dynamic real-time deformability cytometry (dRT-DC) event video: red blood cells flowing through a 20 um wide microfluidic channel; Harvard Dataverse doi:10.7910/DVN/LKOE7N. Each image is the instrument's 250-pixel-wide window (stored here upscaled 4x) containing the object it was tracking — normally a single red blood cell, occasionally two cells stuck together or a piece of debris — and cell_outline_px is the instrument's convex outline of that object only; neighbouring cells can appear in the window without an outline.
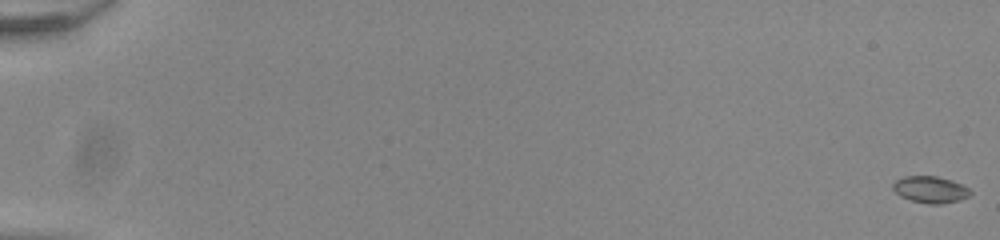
{"species": "common noctule bat (a hibernating species)", "species_latin": "Nyctalus noctula", "temperature_condition": "room temperature", "stored_images_in_passage": 55, "camera_frame_rate_fps": 3000, "um_per_image_px": 0.085, "animal": {"sex": "male", "body_mass_g": 20.0, "forearm_length_mm": 53.3}, "frame": {"image": 1, "passage_image": 1, "time_ms": 0.0, "image_size_px": [1000, 240], "cell_outline_px": [[972, 192], [968, 196], [960, 200], [940, 204], [928, 204], [912, 200], [900, 196], [892, 188], [892, 184], [896, 180], [904, 176], [936, 176], [952, 180], [968, 188]], "centroid_in_image_um": [79.07, 16.11], "position_along_channel_um": 5.9, "area_um2": 11.96}}
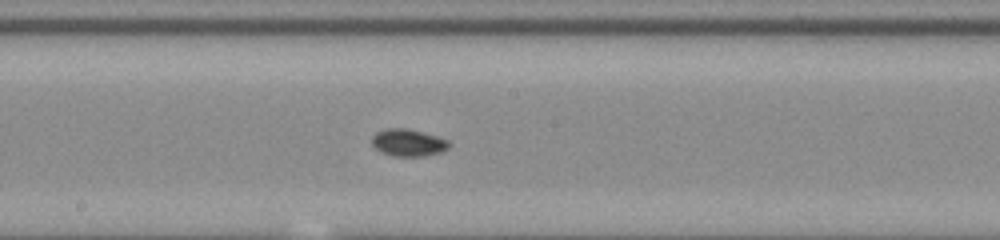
{"frame": {"image": 2, "passage_image": 32, "time_ms": 10.333, "image_size_px": [1000, 240], "cell_outline_px": [[452, 144], [448, 148], [440, 152], [424, 156], [392, 156], [380, 152], [372, 144], [372, 136], [376, 132], [384, 128], [408, 128], [436, 136], [448, 140]], "centroid_in_image_um": [34.68, 12.12], "position_along_channel_um": 213.5, "area_um2": 12.31}}
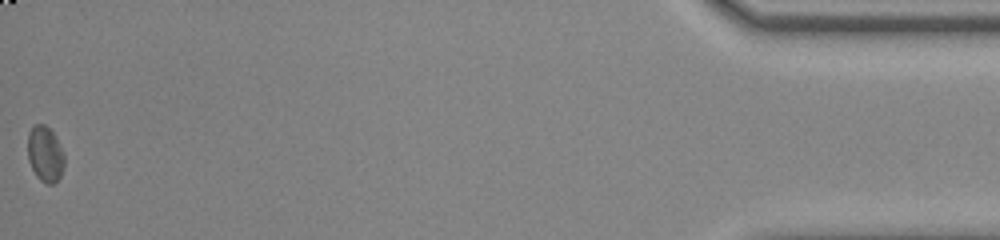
{"frame": {"image": 3, "passage_image": 55, "time_ms": 18.0, "image_size_px": [1000, 240], "cell_outline_px": [[64, 164], [60, 176], [52, 184], [48, 184], [40, 180], [36, 176], [28, 160], [28, 132], [32, 124], [44, 124], [56, 136], [64, 152]], "centroid_in_image_um": [3.83, 13.06], "position_along_channel_um": 431.4, "area_um2": 11.96}, "authors_computed_cell_mechanics": {"area_um2": 11.6756, "velocity_mm_per_s": 3.9392, "shape_relaxation_time_tau1_ms": 5.3083, "shape_relaxation_time_tau2_ms": 2.4126, "deformation_change_tau1": 0.0835, "deformation_change_tau2": 0.0425}}